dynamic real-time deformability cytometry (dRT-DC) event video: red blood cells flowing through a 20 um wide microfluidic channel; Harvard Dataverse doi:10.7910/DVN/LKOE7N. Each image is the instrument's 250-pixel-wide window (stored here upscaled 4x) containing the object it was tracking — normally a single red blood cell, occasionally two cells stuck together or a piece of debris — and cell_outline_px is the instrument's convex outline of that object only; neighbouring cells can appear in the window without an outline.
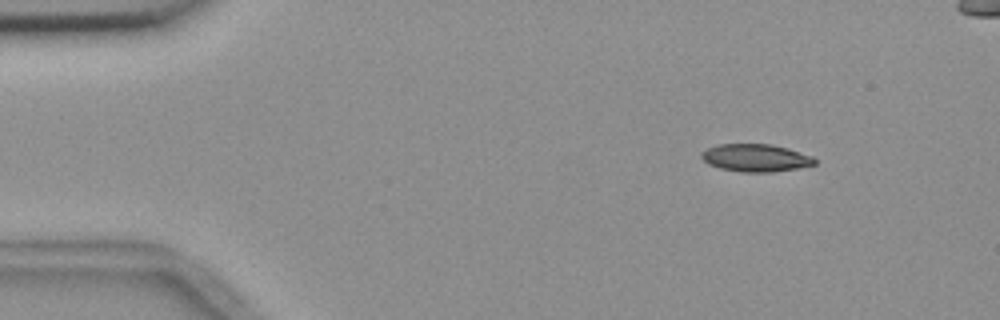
{"species": "common noctule bat (a hibernating species)", "species_latin": "Nyctalus noctula", "temperature_condition": "room temperature", "stored_images_in_passage": 3, "camera_frame_rate_fps": 3000, "um_per_image_px": 0.085, "animal": {"sex": "female", "body_mass_g": 18.4}, "frame": {"image": 1, "passage_image": 1, "time_ms": 0.0, "image_size_px": [1000, 320], "cell_outline_px": [[816, 164], [796, 168], [772, 172], [740, 172], [720, 168], [708, 164], [700, 156], [700, 152], [716, 144], [768, 144], [788, 148], [812, 156], [816, 160]], "centroid_in_image_um": [64.2, 13.41], "position_along_channel_um": 20.8, "area_um2": 18.21}}
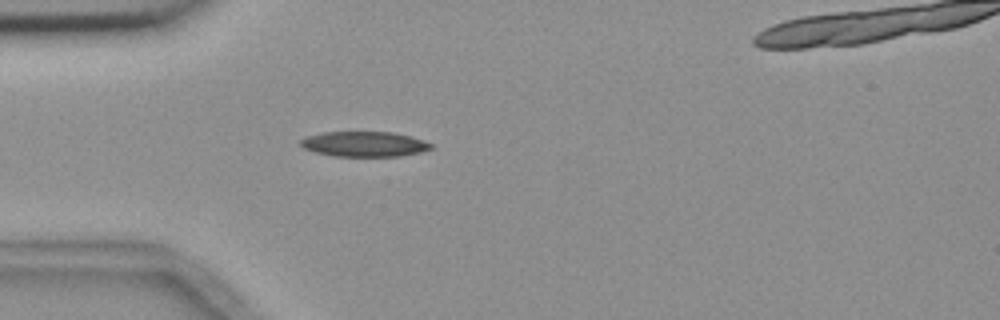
{"frame": {"image": 2, "passage_image": 3, "time_ms": 3.0, "image_size_px": [1000, 320], "cell_outline_px": [[432, 148], [420, 152], [400, 156], [332, 156], [316, 152], [304, 148], [300, 144], [300, 140], [304, 136], [324, 132], [392, 132], [412, 136], [432, 144]], "centroid_in_image_um": [30.94, 12.24], "position_along_channel_um": 54.1, "area_um2": 19.13}}